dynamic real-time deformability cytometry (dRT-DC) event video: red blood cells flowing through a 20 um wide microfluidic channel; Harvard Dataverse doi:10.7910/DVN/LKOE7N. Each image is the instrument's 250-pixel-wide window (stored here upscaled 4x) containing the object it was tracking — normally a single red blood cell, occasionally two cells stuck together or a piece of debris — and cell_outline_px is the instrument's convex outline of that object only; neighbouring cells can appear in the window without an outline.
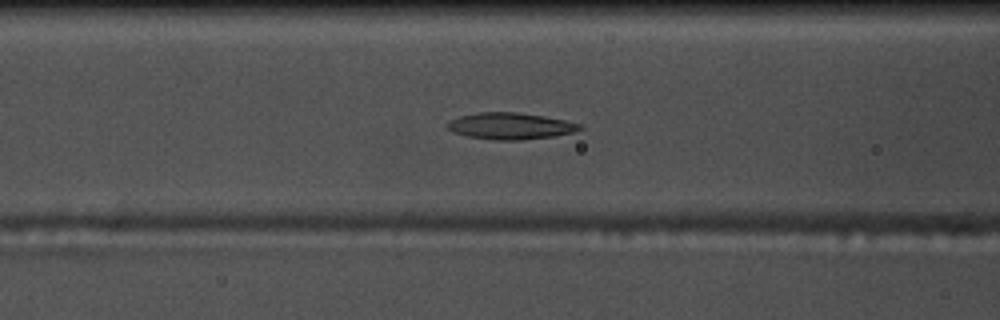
{"species": "common noctule bat (a hibernating species)", "species_latin": "Nyctalus noctula", "temperature_condition": "warm", "stored_images_in_passage": 44, "camera_frame_rate_fps": 3000, "um_per_image_px": 0.085, "animal": {"sex": "male", "body_mass_g": 17.5, "forearm_length_mm": 52.3}, "frame": {"image": 1, "passage_image": 17, "time_ms": 5.333, "image_size_px": [1000, 320], "cell_outline_px": [[584, 128], [572, 132], [556, 136], [520, 140], [496, 140], [468, 136], [452, 132], [448, 128], [448, 124], [452, 120], [460, 116], [480, 112], [516, 112], [544, 116], [584, 124]], "centroid_in_image_um": [43.44, 10.71], "position_along_channel_um": 123.2, "area_um2": 20.4}}
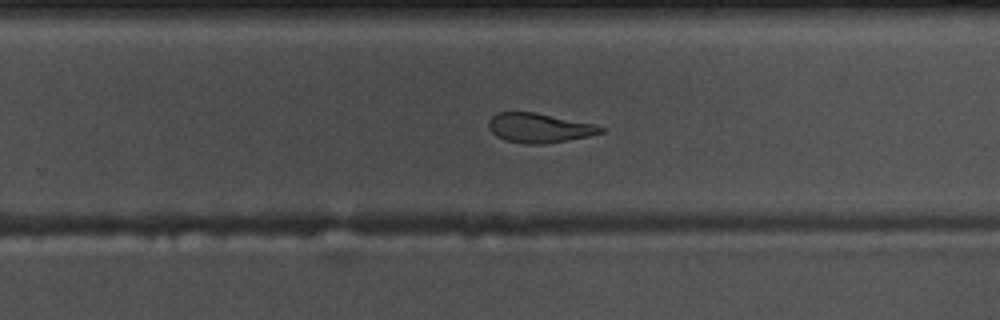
{"frame": {"image": 2, "passage_image": 30, "time_ms": 9.667, "image_size_px": [1000, 320], "cell_outline_px": [[604, 132], [588, 136], [544, 144], [524, 144], [504, 140], [496, 136], [488, 128], [488, 120], [496, 112], [536, 112], [596, 124], [604, 128]], "centroid_in_image_um": [45.81, 10.86], "position_along_channel_um": 284.0, "area_um2": 19.42}}
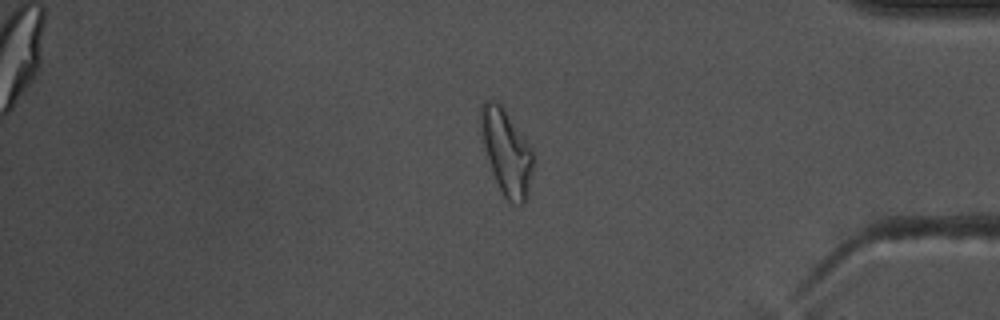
{"frame": {"image": 3, "passage_image": 41, "time_ms": 13.333, "image_size_px": [1000, 320], "cell_outline_px": [[532, 172], [528, 192], [524, 204], [520, 204], [508, 200], [504, 196], [496, 180], [484, 144], [480, 124], [480, 108], [484, 100], [492, 100], [500, 104], [504, 108], [532, 148]], "centroid_in_image_um": [43.06, 12.88], "position_along_channel_um": 392.1, "area_um2": 25.26}}